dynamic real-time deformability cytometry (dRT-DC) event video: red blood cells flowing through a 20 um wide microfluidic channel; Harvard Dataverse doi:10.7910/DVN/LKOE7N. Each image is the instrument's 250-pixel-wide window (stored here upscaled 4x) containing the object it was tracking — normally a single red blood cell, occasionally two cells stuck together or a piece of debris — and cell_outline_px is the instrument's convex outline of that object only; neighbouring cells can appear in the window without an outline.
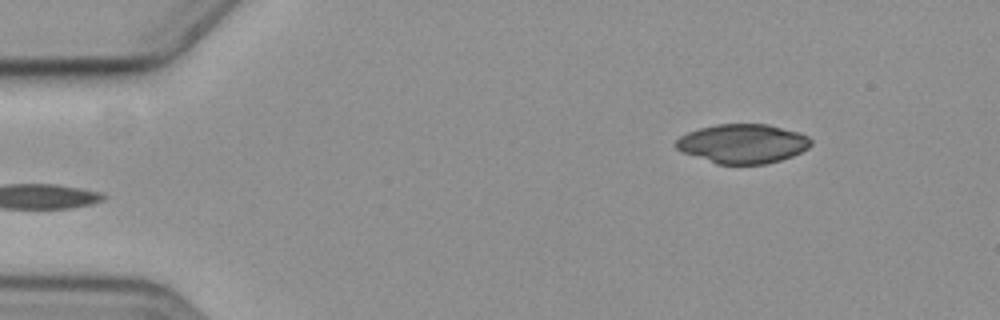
{"species": "common noctule bat (a hibernating species)", "species_latin": "Nyctalus noctula", "temperature_condition": "cold", "stored_images_in_passage": 3, "segment_of_instrument_passage": [2, 2], "camera_frame_rate_fps": 3000, "um_per_image_px": 0.085, "animal": {"sex": "female", "body_mass_g": 19.3, "forearm_length_mm": 54.1}, "frame": {"image": 1, "passage_image": 3, "time_ms": 3.333, "image_size_px": [1000, 320], "cell_outline_px": [[812, 144], [808, 148], [792, 156], [768, 164], [716, 164], [680, 152], [676, 148], [676, 140], [680, 136], [688, 132], [700, 128], [716, 124], [768, 124], [800, 132], [808, 136], [812, 140]], "centroid_in_image_um": [63.13, 12.21], "position_along_channel_um": 21.9, "area_um2": 31.1}}